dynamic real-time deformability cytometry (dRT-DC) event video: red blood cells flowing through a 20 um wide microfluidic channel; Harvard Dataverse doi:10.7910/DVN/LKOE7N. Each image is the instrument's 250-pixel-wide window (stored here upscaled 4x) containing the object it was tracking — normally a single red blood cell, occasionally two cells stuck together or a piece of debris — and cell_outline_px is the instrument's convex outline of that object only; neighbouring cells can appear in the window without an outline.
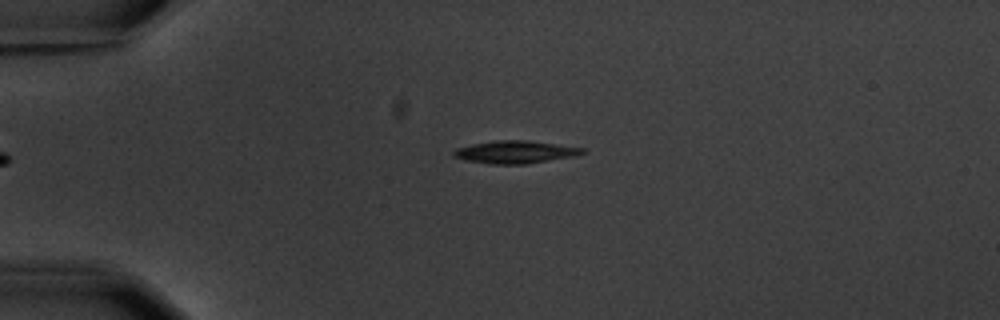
{"species": "common noctule bat (a hibernating species)", "species_latin": "Nyctalus noctula", "temperature_condition": "warm", "stored_images_in_passage": 2, "camera_frame_rate_fps": 3000, "um_per_image_px": 0.085, "animal": {"sex": "male", "body_mass_g": 20.1, "forearm_length_mm": 53.5}, "frame": {"image": 1, "passage_image": 2, "time_ms": 2.0, "image_size_px": [1000, 320], "cell_outline_px": [[588, 152], [576, 156], [524, 164], [492, 164], [464, 160], [452, 156], [452, 152], [456, 148], [472, 144], [496, 140], [528, 140], [584, 148]], "centroid_in_image_um": [43.8, 12.92], "position_along_channel_um": 41.2, "area_um2": 17.05}}